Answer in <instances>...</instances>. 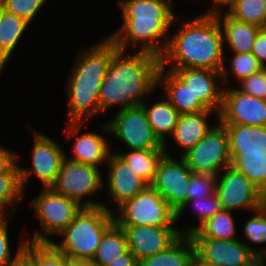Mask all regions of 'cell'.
<instances>
[{
  "mask_svg": "<svg viewBox=\"0 0 266 266\" xmlns=\"http://www.w3.org/2000/svg\"><path fill=\"white\" fill-rule=\"evenodd\" d=\"M160 66V57L153 53L138 50L129 56L117 49L100 85V111L106 112L112 106L120 105V111L141 105L158 88Z\"/></svg>",
  "mask_w": 266,
  "mask_h": 266,
  "instance_id": "1",
  "label": "cell"
},
{
  "mask_svg": "<svg viewBox=\"0 0 266 266\" xmlns=\"http://www.w3.org/2000/svg\"><path fill=\"white\" fill-rule=\"evenodd\" d=\"M173 4V0H119L123 25L108 38L119 50L130 47L133 51L141 44L139 51L160 57L169 41V28L180 21L173 13Z\"/></svg>",
  "mask_w": 266,
  "mask_h": 266,
  "instance_id": "2",
  "label": "cell"
},
{
  "mask_svg": "<svg viewBox=\"0 0 266 266\" xmlns=\"http://www.w3.org/2000/svg\"><path fill=\"white\" fill-rule=\"evenodd\" d=\"M184 24L169 41L160 56L161 67L169 69L205 68L221 71L224 60L223 36L221 27L213 13L199 14Z\"/></svg>",
  "mask_w": 266,
  "mask_h": 266,
  "instance_id": "3",
  "label": "cell"
},
{
  "mask_svg": "<svg viewBox=\"0 0 266 266\" xmlns=\"http://www.w3.org/2000/svg\"><path fill=\"white\" fill-rule=\"evenodd\" d=\"M117 49L106 37L77 55L66 83L68 122L85 123L93 116L102 114L99 107L100 85Z\"/></svg>",
  "mask_w": 266,
  "mask_h": 266,
  "instance_id": "4",
  "label": "cell"
},
{
  "mask_svg": "<svg viewBox=\"0 0 266 266\" xmlns=\"http://www.w3.org/2000/svg\"><path fill=\"white\" fill-rule=\"evenodd\" d=\"M112 212L103 206L82 208L59 234L61 243L51 244L67 257L92 260L105 231L115 222Z\"/></svg>",
  "mask_w": 266,
  "mask_h": 266,
  "instance_id": "5",
  "label": "cell"
},
{
  "mask_svg": "<svg viewBox=\"0 0 266 266\" xmlns=\"http://www.w3.org/2000/svg\"><path fill=\"white\" fill-rule=\"evenodd\" d=\"M99 167L76 162L64 157L55 183L51 188L74 200L83 208L100 207L112 211L107 204L93 201L90 197L103 190L105 185ZM90 196V197H89ZM84 200L85 198H87Z\"/></svg>",
  "mask_w": 266,
  "mask_h": 266,
  "instance_id": "6",
  "label": "cell"
},
{
  "mask_svg": "<svg viewBox=\"0 0 266 266\" xmlns=\"http://www.w3.org/2000/svg\"><path fill=\"white\" fill-rule=\"evenodd\" d=\"M30 204L38 217L41 228L36 229L32 239L31 237L30 240L26 239L32 243H51L49 235L58 236L83 208L51 187L43 188L42 192L30 201Z\"/></svg>",
  "mask_w": 266,
  "mask_h": 266,
  "instance_id": "7",
  "label": "cell"
},
{
  "mask_svg": "<svg viewBox=\"0 0 266 266\" xmlns=\"http://www.w3.org/2000/svg\"><path fill=\"white\" fill-rule=\"evenodd\" d=\"M118 225L175 226L176 213L150 185L118 207Z\"/></svg>",
  "mask_w": 266,
  "mask_h": 266,
  "instance_id": "8",
  "label": "cell"
},
{
  "mask_svg": "<svg viewBox=\"0 0 266 266\" xmlns=\"http://www.w3.org/2000/svg\"><path fill=\"white\" fill-rule=\"evenodd\" d=\"M191 239L195 246V258L205 265L260 266L264 263V251L240 239Z\"/></svg>",
  "mask_w": 266,
  "mask_h": 266,
  "instance_id": "9",
  "label": "cell"
},
{
  "mask_svg": "<svg viewBox=\"0 0 266 266\" xmlns=\"http://www.w3.org/2000/svg\"><path fill=\"white\" fill-rule=\"evenodd\" d=\"M103 131L124 143L128 150L165 149L155 136L141 105L117 111L111 121L102 125Z\"/></svg>",
  "mask_w": 266,
  "mask_h": 266,
  "instance_id": "10",
  "label": "cell"
},
{
  "mask_svg": "<svg viewBox=\"0 0 266 266\" xmlns=\"http://www.w3.org/2000/svg\"><path fill=\"white\" fill-rule=\"evenodd\" d=\"M218 123L182 156L195 174L218 175L224 168L231 166L228 134L225 126Z\"/></svg>",
  "mask_w": 266,
  "mask_h": 266,
  "instance_id": "11",
  "label": "cell"
},
{
  "mask_svg": "<svg viewBox=\"0 0 266 266\" xmlns=\"http://www.w3.org/2000/svg\"><path fill=\"white\" fill-rule=\"evenodd\" d=\"M222 173V174H221ZM216 175V191L222 209H246L254 213L264 206L266 196L240 171L232 166Z\"/></svg>",
  "mask_w": 266,
  "mask_h": 266,
  "instance_id": "12",
  "label": "cell"
},
{
  "mask_svg": "<svg viewBox=\"0 0 266 266\" xmlns=\"http://www.w3.org/2000/svg\"><path fill=\"white\" fill-rule=\"evenodd\" d=\"M33 149L32 167L25 168L19 166L20 179L23 191H25L30 177L37 176L43 188L51 187L58 176L61 163L67 154L57 141L47 135L32 130Z\"/></svg>",
  "mask_w": 266,
  "mask_h": 266,
  "instance_id": "13",
  "label": "cell"
},
{
  "mask_svg": "<svg viewBox=\"0 0 266 266\" xmlns=\"http://www.w3.org/2000/svg\"><path fill=\"white\" fill-rule=\"evenodd\" d=\"M193 172L181 156L176 161L169 152L160 160L150 186L154 188L177 213L187 200V189Z\"/></svg>",
  "mask_w": 266,
  "mask_h": 266,
  "instance_id": "14",
  "label": "cell"
},
{
  "mask_svg": "<svg viewBox=\"0 0 266 266\" xmlns=\"http://www.w3.org/2000/svg\"><path fill=\"white\" fill-rule=\"evenodd\" d=\"M218 118L220 123L266 126V100L225 86Z\"/></svg>",
  "mask_w": 266,
  "mask_h": 266,
  "instance_id": "15",
  "label": "cell"
},
{
  "mask_svg": "<svg viewBox=\"0 0 266 266\" xmlns=\"http://www.w3.org/2000/svg\"><path fill=\"white\" fill-rule=\"evenodd\" d=\"M127 237L128 250L137 261L168 249L182 234L175 226L119 225Z\"/></svg>",
  "mask_w": 266,
  "mask_h": 266,
  "instance_id": "16",
  "label": "cell"
},
{
  "mask_svg": "<svg viewBox=\"0 0 266 266\" xmlns=\"http://www.w3.org/2000/svg\"><path fill=\"white\" fill-rule=\"evenodd\" d=\"M172 71L209 110L217 113L222 108L223 89L221 71L205 68L168 69ZM219 81V82H218ZM221 81V82H220Z\"/></svg>",
  "mask_w": 266,
  "mask_h": 266,
  "instance_id": "17",
  "label": "cell"
},
{
  "mask_svg": "<svg viewBox=\"0 0 266 266\" xmlns=\"http://www.w3.org/2000/svg\"><path fill=\"white\" fill-rule=\"evenodd\" d=\"M107 191L110 203L113 201L116 207L125 201L132 199L143 191L148 184L134 172L118 154H110L107 162Z\"/></svg>",
  "mask_w": 266,
  "mask_h": 266,
  "instance_id": "18",
  "label": "cell"
},
{
  "mask_svg": "<svg viewBox=\"0 0 266 266\" xmlns=\"http://www.w3.org/2000/svg\"><path fill=\"white\" fill-rule=\"evenodd\" d=\"M84 123L67 122V138H73L72 156L65 155L66 158L83 164L100 167L103 163L108 162L111 147L105 137L95 132H86L82 135L81 128ZM77 136V137H76Z\"/></svg>",
  "mask_w": 266,
  "mask_h": 266,
  "instance_id": "19",
  "label": "cell"
},
{
  "mask_svg": "<svg viewBox=\"0 0 266 266\" xmlns=\"http://www.w3.org/2000/svg\"><path fill=\"white\" fill-rule=\"evenodd\" d=\"M213 14L221 27L224 50L228 45L233 53H251L256 35L261 28L234 19L226 10H220Z\"/></svg>",
  "mask_w": 266,
  "mask_h": 266,
  "instance_id": "20",
  "label": "cell"
},
{
  "mask_svg": "<svg viewBox=\"0 0 266 266\" xmlns=\"http://www.w3.org/2000/svg\"><path fill=\"white\" fill-rule=\"evenodd\" d=\"M158 86H162L165 94L163 96L180 114L212 111L207 109L172 71L161 66L158 71Z\"/></svg>",
  "mask_w": 266,
  "mask_h": 266,
  "instance_id": "21",
  "label": "cell"
},
{
  "mask_svg": "<svg viewBox=\"0 0 266 266\" xmlns=\"http://www.w3.org/2000/svg\"><path fill=\"white\" fill-rule=\"evenodd\" d=\"M214 112L202 111L180 114L171 137L175 144L183 149L181 156L194 147L216 124L210 125L208 123V117Z\"/></svg>",
  "mask_w": 266,
  "mask_h": 266,
  "instance_id": "22",
  "label": "cell"
},
{
  "mask_svg": "<svg viewBox=\"0 0 266 266\" xmlns=\"http://www.w3.org/2000/svg\"><path fill=\"white\" fill-rule=\"evenodd\" d=\"M228 134L229 153L266 152V126L221 123Z\"/></svg>",
  "mask_w": 266,
  "mask_h": 266,
  "instance_id": "23",
  "label": "cell"
},
{
  "mask_svg": "<svg viewBox=\"0 0 266 266\" xmlns=\"http://www.w3.org/2000/svg\"><path fill=\"white\" fill-rule=\"evenodd\" d=\"M164 99L154 102L150 107L144 101L141 106L143 107L147 119L152 127L155 136L166 147L168 143L167 135L171 137L175 125L177 124L180 113L175 107L163 96Z\"/></svg>",
  "mask_w": 266,
  "mask_h": 266,
  "instance_id": "24",
  "label": "cell"
},
{
  "mask_svg": "<svg viewBox=\"0 0 266 266\" xmlns=\"http://www.w3.org/2000/svg\"><path fill=\"white\" fill-rule=\"evenodd\" d=\"M195 246L190 236L182 235L168 249L139 261L138 266H193Z\"/></svg>",
  "mask_w": 266,
  "mask_h": 266,
  "instance_id": "25",
  "label": "cell"
},
{
  "mask_svg": "<svg viewBox=\"0 0 266 266\" xmlns=\"http://www.w3.org/2000/svg\"><path fill=\"white\" fill-rule=\"evenodd\" d=\"M30 23L26 20L5 12L0 20V67L5 69L12 52Z\"/></svg>",
  "mask_w": 266,
  "mask_h": 266,
  "instance_id": "26",
  "label": "cell"
},
{
  "mask_svg": "<svg viewBox=\"0 0 266 266\" xmlns=\"http://www.w3.org/2000/svg\"><path fill=\"white\" fill-rule=\"evenodd\" d=\"M229 154L231 166L245 175L266 196V152Z\"/></svg>",
  "mask_w": 266,
  "mask_h": 266,
  "instance_id": "27",
  "label": "cell"
},
{
  "mask_svg": "<svg viewBox=\"0 0 266 266\" xmlns=\"http://www.w3.org/2000/svg\"><path fill=\"white\" fill-rule=\"evenodd\" d=\"M165 149L151 150H129L128 152H116L139 177H141L148 185L154 179L158 164L162 157L166 154Z\"/></svg>",
  "mask_w": 266,
  "mask_h": 266,
  "instance_id": "28",
  "label": "cell"
},
{
  "mask_svg": "<svg viewBox=\"0 0 266 266\" xmlns=\"http://www.w3.org/2000/svg\"><path fill=\"white\" fill-rule=\"evenodd\" d=\"M128 251L127 237L124 230L114 222L104 233L99 243L93 263L106 266Z\"/></svg>",
  "mask_w": 266,
  "mask_h": 266,
  "instance_id": "29",
  "label": "cell"
},
{
  "mask_svg": "<svg viewBox=\"0 0 266 266\" xmlns=\"http://www.w3.org/2000/svg\"><path fill=\"white\" fill-rule=\"evenodd\" d=\"M23 192L19 164L16 163L8 172L0 173V217L14 215L15 207L23 198ZM10 211H13L12 215Z\"/></svg>",
  "mask_w": 266,
  "mask_h": 266,
  "instance_id": "30",
  "label": "cell"
},
{
  "mask_svg": "<svg viewBox=\"0 0 266 266\" xmlns=\"http://www.w3.org/2000/svg\"><path fill=\"white\" fill-rule=\"evenodd\" d=\"M236 225L232 212L222 209L204 222L190 237L220 240L239 239L236 237Z\"/></svg>",
  "mask_w": 266,
  "mask_h": 266,
  "instance_id": "31",
  "label": "cell"
},
{
  "mask_svg": "<svg viewBox=\"0 0 266 266\" xmlns=\"http://www.w3.org/2000/svg\"><path fill=\"white\" fill-rule=\"evenodd\" d=\"M22 257L30 266H66V256L51 243L26 242Z\"/></svg>",
  "mask_w": 266,
  "mask_h": 266,
  "instance_id": "32",
  "label": "cell"
},
{
  "mask_svg": "<svg viewBox=\"0 0 266 266\" xmlns=\"http://www.w3.org/2000/svg\"><path fill=\"white\" fill-rule=\"evenodd\" d=\"M225 9L238 21L266 28V0H234Z\"/></svg>",
  "mask_w": 266,
  "mask_h": 266,
  "instance_id": "33",
  "label": "cell"
},
{
  "mask_svg": "<svg viewBox=\"0 0 266 266\" xmlns=\"http://www.w3.org/2000/svg\"><path fill=\"white\" fill-rule=\"evenodd\" d=\"M193 204V208L196 211V217L198 218L199 225L197 226H191L182 228L180 230V233L182 235H188L190 236L192 233H194L204 222H206L209 218H211L213 215H215L217 212L222 210V206L219 202L218 195L216 193L210 195L209 197H203L199 199H192V200H186L184 206L176 213V223H178V220L182 216V214L185 212L186 207H189L188 205Z\"/></svg>",
  "mask_w": 266,
  "mask_h": 266,
  "instance_id": "34",
  "label": "cell"
},
{
  "mask_svg": "<svg viewBox=\"0 0 266 266\" xmlns=\"http://www.w3.org/2000/svg\"><path fill=\"white\" fill-rule=\"evenodd\" d=\"M230 65L229 68L225 66L222 67L221 75H222V82L223 86L228 84V71L230 70L232 75L237 78L236 80H243L254 74L255 72L259 71L263 68V66L259 63L258 59L252 53H234L232 58H230Z\"/></svg>",
  "mask_w": 266,
  "mask_h": 266,
  "instance_id": "35",
  "label": "cell"
},
{
  "mask_svg": "<svg viewBox=\"0 0 266 266\" xmlns=\"http://www.w3.org/2000/svg\"><path fill=\"white\" fill-rule=\"evenodd\" d=\"M254 213L255 216L249 218L244 224L243 234L252 244L261 245L266 243V209L262 207ZM264 263H266V251H264Z\"/></svg>",
  "mask_w": 266,
  "mask_h": 266,
  "instance_id": "36",
  "label": "cell"
},
{
  "mask_svg": "<svg viewBox=\"0 0 266 266\" xmlns=\"http://www.w3.org/2000/svg\"><path fill=\"white\" fill-rule=\"evenodd\" d=\"M217 177L214 174H195L190 178L187 200L209 197L216 191Z\"/></svg>",
  "mask_w": 266,
  "mask_h": 266,
  "instance_id": "37",
  "label": "cell"
},
{
  "mask_svg": "<svg viewBox=\"0 0 266 266\" xmlns=\"http://www.w3.org/2000/svg\"><path fill=\"white\" fill-rule=\"evenodd\" d=\"M6 12L31 23L47 0H3Z\"/></svg>",
  "mask_w": 266,
  "mask_h": 266,
  "instance_id": "38",
  "label": "cell"
},
{
  "mask_svg": "<svg viewBox=\"0 0 266 266\" xmlns=\"http://www.w3.org/2000/svg\"><path fill=\"white\" fill-rule=\"evenodd\" d=\"M11 217H0V266H11L15 263L21 256L22 250L27 242L26 239H21L20 244L14 258L11 255L9 236H8V222Z\"/></svg>",
  "mask_w": 266,
  "mask_h": 266,
  "instance_id": "39",
  "label": "cell"
},
{
  "mask_svg": "<svg viewBox=\"0 0 266 266\" xmlns=\"http://www.w3.org/2000/svg\"><path fill=\"white\" fill-rule=\"evenodd\" d=\"M241 92L266 100V67L239 82Z\"/></svg>",
  "mask_w": 266,
  "mask_h": 266,
  "instance_id": "40",
  "label": "cell"
},
{
  "mask_svg": "<svg viewBox=\"0 0 266 266\" xmlns=\"http://www.w3.org/2000/svg\"><path fill=\"white\" fill-rule=\"evenodd\" d=\"M251 53L266 67V28L259 30Z\"/></svg>",
  "mask_w": 266,
  "mask_h": 266,
  "instance_id": "41",
  "label": "cell"
},
{
  "mask_svg": "<svg viewBox=\"0 0 266 266\" xmlns=\"http://www.w3.org/2000/svg\"><path fill=\"white\" fill-rule=\"evenodd\" d=\"M13 150L0 146V173L8 172L16 163L20 156Z\"/></svg>",
  "mask_w": 266,
  "mask_h": 266,
  "instance_id": "42",
  "label": "cell"
},
{
  "mask_svg": "<svg viewBox=\"0 0 266 266\" xmlns=\"http://www.w3.org/2000/svg\"><path fill=\"white\" fill-rule=\"evenodd\" d=\"M139 262L129 250L106 266H138Z\"/></svg>",
  "mask_w": 266,
  "mask_h": 266,
  "instance_id": "43",
  "label": "cell"
},
{
  "mask_svg": "<svg viewBox=\"0 0 266 266\" xmlns=\"http://www.w3.org/2000/svg\"><path fill=\"white\" fill-rule=\"evenodd\" d=\"M66 266H96L93 260L90 259H77L66 256Z\"/></svg>",
  "mask_w": 266,
  "mask_h": 266,
  "instance_id": "44",
  "label": "cell"
},
{
  "mask_svg": "<svg viewBox=\"0 0 266 266\" xmlns=\"http://www.w3.org/2000/svg\"><path fill=\"white\" fill-rule=\"evenodd\" d=\"M212 1V0H211ZM234 0H213L214 6L210 7L205 13H214L220 10H224L225 7H228ZM224 7V8H223Z\"/></svg>",
  "mask_w": 266,
  "mask_h": 266,
  "instance_id": "45",
  "label": "cell"
},
{
  "mask_svg": "<svg viewBox=\"0 0 266 266\" xmlns=\"http://www.w3.org/2000/svg\"><path fill=\"white\" fill-rule=\"evenodd\" d=\"M11 266H30L29 263L21 256L15 263Z\"/></svg>",
  "mask_w": 266,
  "mask_h": 266,
  "instance_id": "46",
  "label": "cell"
},
{
  "mask_svg": "<svg viewBox=\"0 0 266 266\" xmlns=\"http://www.w3.org/2000/svg\"><path fill=\"white\" fill-rule=\"evenodd\" d=\"M5 12H6V8H5L4 1L0 0V20L2 19Z\"/></svg>",
  "mask_w": 266,
  "mask_h": 266,
  "instance_id": "47",
  "label": "cell"
},
{
  "mask_svg": "<svg viewBox=\"0 0 266 266\" xmlns=\"http://www.w3.org/2000/svg\"><path fill=\"white\" fill-rule=\"evenodd\" d=\"M193 266H209V265H205L201 262H199L196 258L194 259V262H193Z\"/></svg>",
  "mask_w": 266,
  "mask_h": 266,
  "instance_id": "48",
  "label": "cell"
},
{
  "mask_svg": "<svg viewBox=\"0 0 266 266\" xmlns=\"http://www.w3.org/2000/svg\"><path fill=\"white\" fill-rule=\"evenodd\" d=\"M265 209H266V200H265V202H264V206H263Z\"/></svg>",
  "mask_w": 266,
  "mask_h": 266,
  "instance_id": "49",
  "label": "cell"
}]
</instances>
